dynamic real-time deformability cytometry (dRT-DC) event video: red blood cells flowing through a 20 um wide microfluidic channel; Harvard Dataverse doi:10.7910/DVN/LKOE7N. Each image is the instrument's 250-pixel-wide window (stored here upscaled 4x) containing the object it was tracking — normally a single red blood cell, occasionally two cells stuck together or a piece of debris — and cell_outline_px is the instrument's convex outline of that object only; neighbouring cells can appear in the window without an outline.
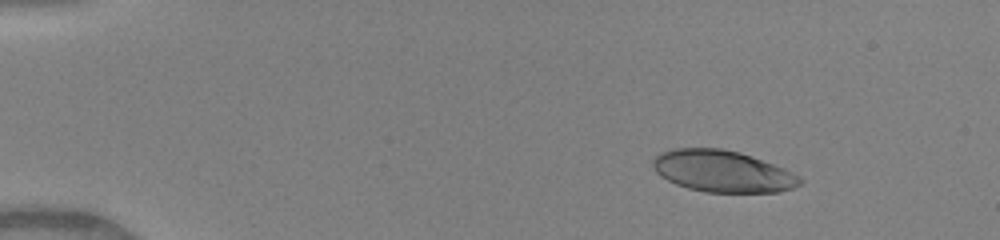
{"species": "human", "species_latin": "Homo sapiens", "temperature_condition": "warm", "stored_images_in_passage": 29, "camera_frame_rate_fps": 3000, "um_per_image_px": 0.085, "donor": {"sex": "female"}, "frame": {"image": 1, "passage_image": 2, "time_ms": 0.333, "image_size_px": [1000, 240], "cell_outline_px": [[804, 180], [800, 184], [792, 188], [780, 192], [704, 192], [688, 188], [676, 184], [660, 176], [656, 172], [652, 164], [652, 160], [660, 152], [672, 148], [724, 148], [740, 152], [752, 156], [784, 168], [800, 176]], "centroid_in_image_um": [61.41, 14.55], "position_along_channel_um": 23.6, "area_um2": 35.89}}
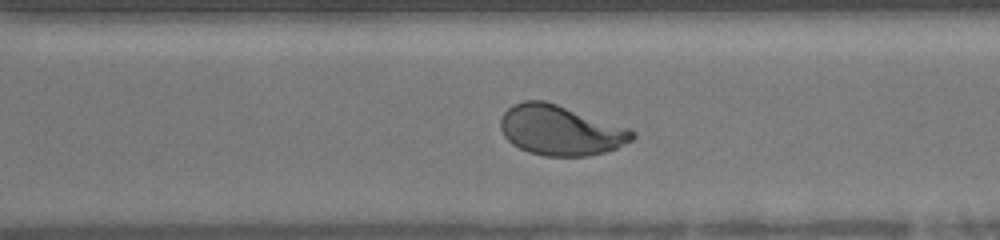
{"frame": {"image": 2, "passage_image": 18, "time_ms": 5.667, "image_size_px": [1000, 240], "cell_outline_px": [[636, 136], [632, 140], [616, 148], [604, 152], [588, 156], [544, 156], [528, 152], [512, 144], [504, 136], [500, 128], [500, 120], [504, 112], [512, 104], [524, 100], [544, 100], [632, 128], [636, 132]], "centroid_in_image_um": [47.65, 11.07], "position_along_channel_um": 322.9, "area_um2": 38.73}}
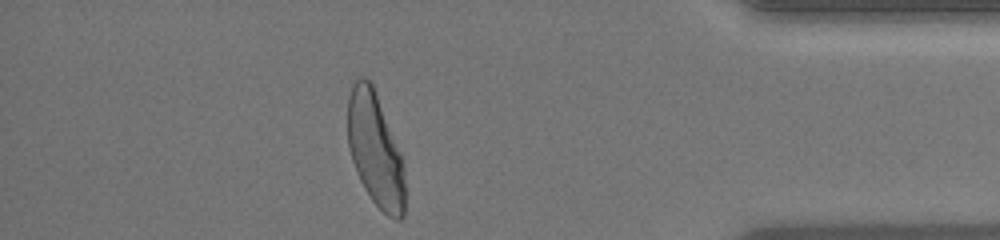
{"frame": {"image": 3, "passage_image": 24, "time_ms": 7.667, "image_size_px": [1000, 240], "cell_outline_px": [[404, 216], [400, 220], [396, 220], [388, 216], [372, 200], [364, 188], [360, 180], [352, 160], [348, 148], [348, 96], [352, 84], [360, 76], [364, 76], [372, 84], [376, 92], [404, 160]], "centroid_in_image_um": [31.9, 12.72], "position_along_channel_um": 403.3, "area_um2": 38.03}}